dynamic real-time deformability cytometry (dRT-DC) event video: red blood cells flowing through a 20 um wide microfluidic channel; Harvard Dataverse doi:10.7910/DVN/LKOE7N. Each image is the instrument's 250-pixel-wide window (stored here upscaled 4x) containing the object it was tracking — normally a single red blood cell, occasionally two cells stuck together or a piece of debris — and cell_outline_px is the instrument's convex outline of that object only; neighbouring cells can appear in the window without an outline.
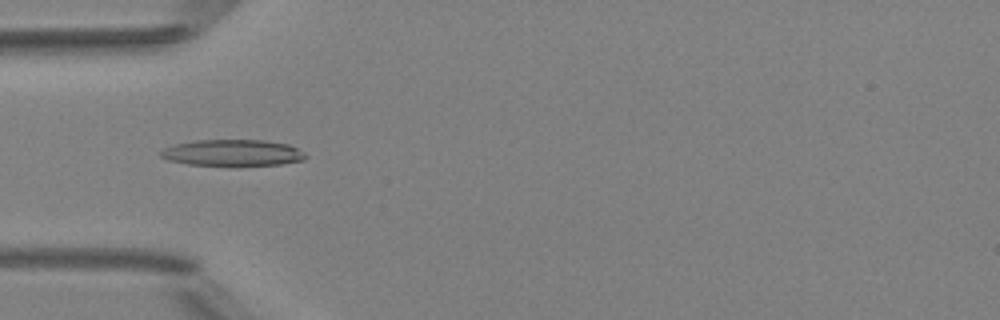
{"species": "Egyptian fruit bat (a non-hibernating species)", "species_latin": "Rousettus aegyptiacus", "temperature_condition": "room temperature", "stored_images_in_passage": 6, "camera_frame_rate_fps": 3000, "um_per_image_px": 0.085, "animal": {"sex": "female"}, "frame": {"image": 1, "passage_image": 4, "time_ms": 4.333, "image_size_px": [1000, 320], "cell_outline_px": [[308, 156], [304, 160], [280, 164], [188, 164], [168, 160], [160, 156], [160, 152], [164, 148], [176, 144], [196, 140], [264, 140], [288, 144], [304, 152]], "centroid_in_image_um": [19.79, 12.96], "position_along_channel_um": 65.2, "area_um2": 21.73}}
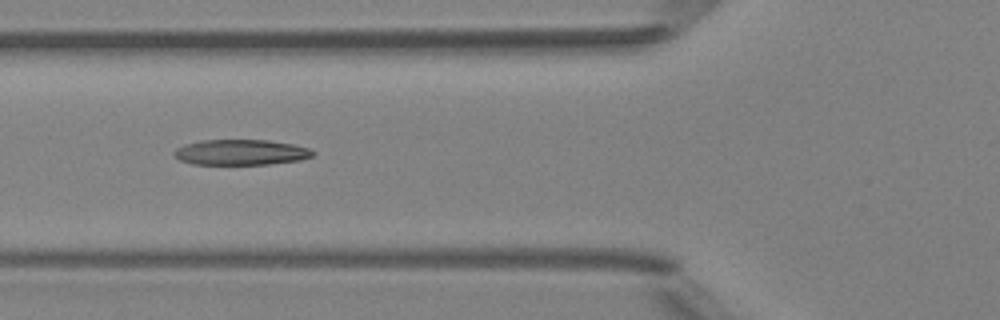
{"frame": {"image": 2, "passage_image": 5, "time_ms": 5.333, "image_size_px": [1000, 320], "cell_outline_px": [[316, 152], [312, 156], [300, 160], [268, 164], [192, 164], [180, 160], [172, 152], [176, 148], [184, 144], [200, 140], [268, 140], [292, 144], [308, 148]], "centroid_in_image_um": [20.45, 12.94], "position_along_channel_um": 105.3, "area_um2": 20.58}}
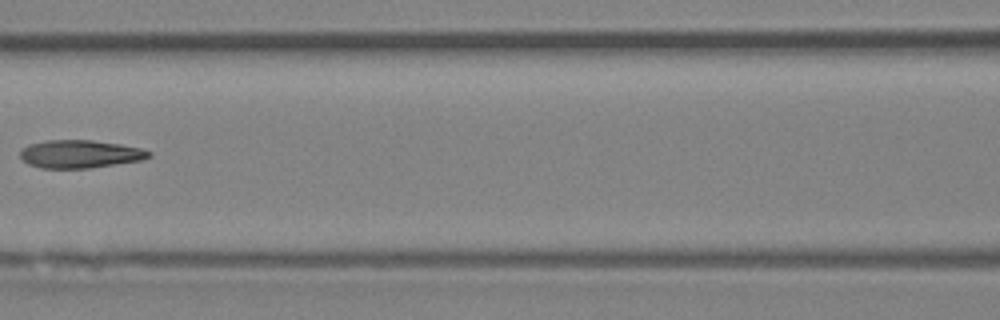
{"frame": {"image": 3, "passage_image": 6, "time_ms": 6.667, "image_size_px": [1000, 320], "cell_outline_px": [[152, 156], [140, 160], [88, 168], [40, 168], [28, 164], [20, 156], [20, 152], [28, 144], [44, 140], [92, 140], [120, 144], [140, 148], [152, 152]], "centroid_in_image_um": [6.78, 13.08], "position_along_channel_um": 159.8, "area_um2": 20.87}}